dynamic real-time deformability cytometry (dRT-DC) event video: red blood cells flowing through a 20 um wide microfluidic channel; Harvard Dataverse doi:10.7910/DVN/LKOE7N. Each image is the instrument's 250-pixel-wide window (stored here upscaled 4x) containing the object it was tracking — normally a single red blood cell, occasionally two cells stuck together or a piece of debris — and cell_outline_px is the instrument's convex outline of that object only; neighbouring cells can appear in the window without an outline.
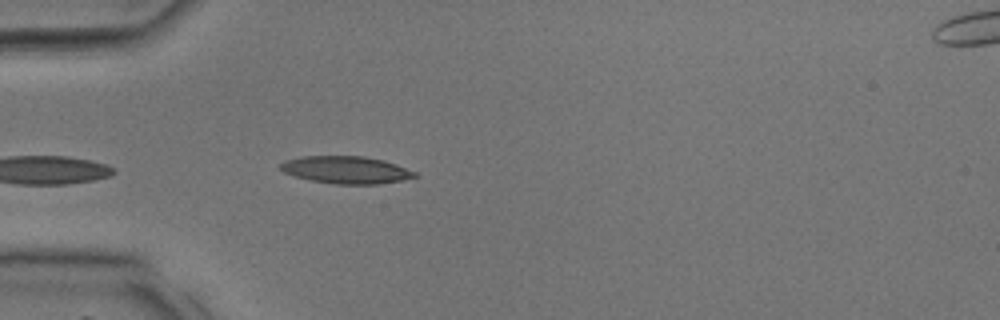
{"species": "common noctule bat (a hibernating species)", "species_latin": "Nyctalus noctula", "temperature_condition": "room temperature", "stored_images_in_passage": 26, "camera_frame_rate_fps": 3000, "um_per_image_px": 0.085, "animal": {"sex": "male", "body_mass_g": 17.9, "forearm_length_mm": 54.2}, "frame": {"image": 1, "passage_image": 1, "time_ms": 0.0, "image_size_px": [1000, 320], "cell_outline_px": [[416, 176], [400, 180], [380, 184], [336, 184], [312, 180], [296, 176], [284, 172], [280, 168], [280, 164], [284, 160], [300, 156], [364, 156], [384, 160], [396, 164], [416, 172]], "centroid_in_image_um": [29.4, 14.43], "position_along_channel_um": 55.6, "area_um2": 21.27}}